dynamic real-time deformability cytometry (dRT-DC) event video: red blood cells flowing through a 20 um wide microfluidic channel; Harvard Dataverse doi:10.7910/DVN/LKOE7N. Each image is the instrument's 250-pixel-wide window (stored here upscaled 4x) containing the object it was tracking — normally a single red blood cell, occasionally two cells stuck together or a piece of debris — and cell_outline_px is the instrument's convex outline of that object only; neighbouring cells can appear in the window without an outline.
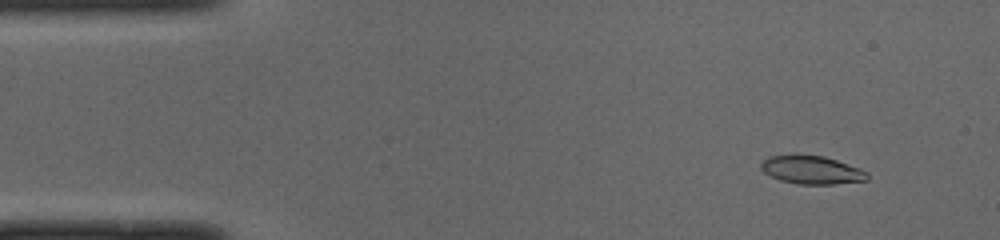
{"species": "common noctule bat (a hibernating species)", "species_latin": "Nyctalus noctula", "temperature_condition": "cold", "stored_images_in_passage": 50, "camera_frame_rate_fps": 3000, "um_per_image_px": 0.085, "animal": {"sex": "male", "body_mass_g": 19.0, "forearm_length_mm": 50.8}, "frame": {"image": 1, "passage_image": 5, "time_ms": 1.333, "image_size_px": [1000, 240], "cell_outline_px": [[868, 180], [836, 184], [796, 184], [780, 180], [764, 172], [760, 168], [760, 164], [768, 156], [796, 152], [824, 156], [860, 168], [868, 172]], "centroid_in_image_um": [68.96, 14.41], "position_along_channel_um": 16.0, "area_um2": 18.03}}
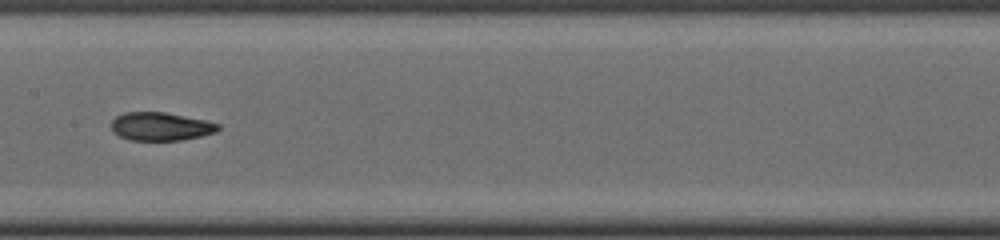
{"frame": {"image": 2, "passage_image": 25, "time_ms": 8.0, "image_size_px": [1000, 240], "cell_outline_px": [[220, 128], [216, 132], [200, 136], [180, 140], [128, 140], [112, 132], [112, 120], [116, 116], [124, 112], [164, 112], [204, 120], [220, 124]], "centroid_in_image_um": [13.63, 10.75], "position_along_channel_um": 193.8, "area_um2": 17.51}}
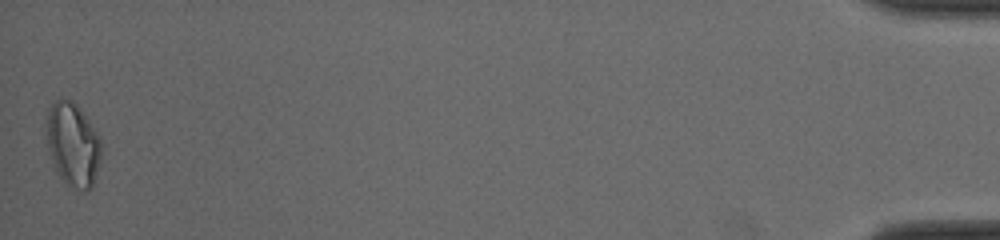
{"frame": {"image": 3, "passage_image": 50, "time_ms": 16.333, "image_size_px": [1000, 240], "cell_outline_px": [[100, 160], [92, 188], [84, 188], [68, 184], [60, 176], [52, 160], [48, 148], [48, 112], [52, 104], [60, 96], [72, 100], [80, 108], [100, 136]], "centroid_in_image_um": [6.22, 12.21], "position_along_channel_um": 429.0, "area_um2": 25.95}, "authors_computed_cell_mechanics": {"area_um2": 18.207, "velocity_mm_per_s": 4.0061, "shape_relaxation_time_tau1_ms": null, "shape_relaxation_time_tau2_ms": 1.7857, "deformation_change_tau1": null, "deformation_change_tau2": 0.0791}}